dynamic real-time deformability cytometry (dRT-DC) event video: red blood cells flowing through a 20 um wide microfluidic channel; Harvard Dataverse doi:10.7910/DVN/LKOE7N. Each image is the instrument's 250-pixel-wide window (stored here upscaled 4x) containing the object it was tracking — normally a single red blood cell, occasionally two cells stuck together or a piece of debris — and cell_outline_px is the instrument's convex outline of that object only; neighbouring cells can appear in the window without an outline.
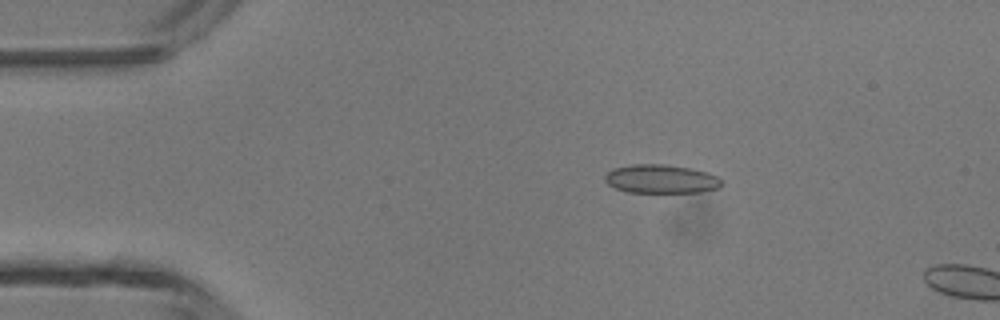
{"species": "common noctule bat (a hibernating species)", "species_latin": "Nyctalus noctula", "temperature_condition": "room temperature", "stored_images_in_passage": 12, "camera_frame_rate_fps": 3000, "um_per_image_px": 0.085, "animal": {"sex": "male", "body_mass_g": 13.3}, "frame": {"image": 1, "passage_image": 9, "time_ms": 2.667, "image_size_px": [1000, 320], "cell_outline_px": [[724, 184], [720, 188], [700, 192], [628, 192], [616, 188], [608, 184], [604, 180], [604, 176], [612, 168], [632, 164], [664, 164], [692, 168], [708, 172], [724, 180]], "centroid_in_image_um": [56.23, 15.21], "position_along_channel_um": 28.8, "area_um2": 19.77}}